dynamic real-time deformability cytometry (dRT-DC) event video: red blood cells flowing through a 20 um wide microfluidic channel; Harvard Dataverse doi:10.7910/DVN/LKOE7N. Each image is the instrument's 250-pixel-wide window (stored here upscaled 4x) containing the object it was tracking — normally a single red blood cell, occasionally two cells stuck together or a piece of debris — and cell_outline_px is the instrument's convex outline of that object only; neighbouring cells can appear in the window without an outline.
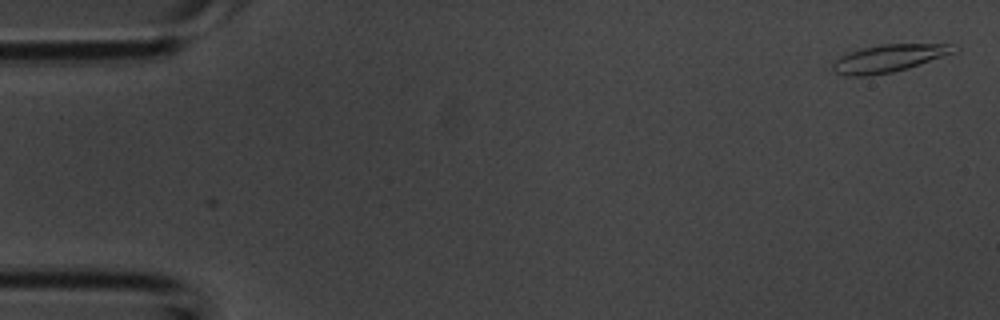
{"species": "common noctule bat (a hibernating species)", "species_latin": "Nyctalus noctula", "temperature_condition": "room temperature", "stored_images_in_passage": 2, "camera_frame_rate_fps": 3000, "um_per_image_px": 0.085, "animal": {"sex": "male", "body_mass_g": 20.1, "forearm_length_mm": 53.5}, "frame": {"image": 1, "passage_image": 1, "time_ms": 0.0, "image_size_px": [1000, 320], "cell_outline_px": [[960, 48], [956, 52], [908, 68], [892, 72], [864, 76], [848, 76], [836, 72], [832, 68], [832, 64], [840, 56], [848, 52], [880, 44], [948, 44]], "centroid_in_image_um": [75.56, 4.95], "position_along_channel_um": 9.4, "area_um2": 19.25}}